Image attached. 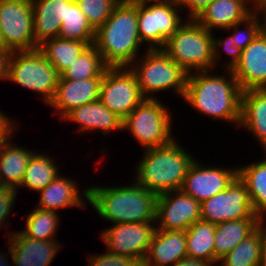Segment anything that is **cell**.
Listing matches in <instances>:
<instances>
[{"label":"cell","instance_id":"cell-4","mask_svg":"<svg viewBox=\"0 0 266 266\" xmlns=\"http://www.w3.org/2000/svg\"><path fill=\"white\" fill-rule=\"evenodd\" d=\"M174 138L170 143L143 150L134 181L157 195L180 190L194 155Z\"/></svg>","mask_w":266,"mask_h":266},{"label":"cell","instance_id":"cell-36","mask_svg":"<svg viewBox=\"0 0 266 266\" xmlns=\"http://www.w3.org/2000/svg\"><path fill=\"white\" fill-rule=\"evenodd\" d=\"M216 34H212L213 38V60L215 69L217 66L220 67L219 64H221L223 61L221 60L223 56V51L231 58L227 59V61L223 62L221 64V67L223 65V70H233L234 67L239 63L241 58L242 50L235 46L233 43V38L229 35L226 38L222 36H218L219 38H216ZM222 49V50H221ZM222 54V56H221ZM221 63H220V62ZM219 63V64H218Z\"/></svg>","mask_w":266,"mask_h":266},{"label":"cell","instance_id":"cell-42","mask_svg":"<svg viewBox=\"0 0 266 266\" xmlns=\"http://www.w3.org/2000/svg\"><path fill=\"white\" fill-rule=\"evenodd\" d=\"M18 122L5 115L0 109V143L7 140L11 135L18 133ZM17 124V125H16ZM17 126V127H16Z\"/></svg>","mask_w":266,"mask_h":266},{"label":"cell","instance_id":"cell-35","mask_svg":"<svg viewBox=\"0 0 266 266\" xmlns=\"http://www.w3.org/2000/svg\"><path fill=\"white\" fill-rule=\"evenodd\" d=\"M242 26L243 29H240L242 28ZM224 31L233 32V34L231 33L230 35L233 38V43L236 47L243 50L262 31L261 21L259 19V16L255 12H253L245 20L234 24Z\"/></svg>","mask_w":266,"mask_h":266},{"label":"cell","instance_id":"cell-7","mask_svg":"<svg viewBox=\"0 0 266 266\" xmlns=\"http://www.w3.org/2000/svg\"><path fill=\"white\" fill-rule=\"evenodd\" d=\"M172 116L160 99L145 98L123 119L122 130L129 131L143 149L163 146L175 138Z\"/></svg>","mask_w":266,"mask_h":266},{"label":"cell","instance_id":"cell-34","mask_svg":"<svg viewBox=\"0 0 266 266\" xmlns=\"http://www.w3.org/2000/svg\"><path fill=\"white\" fill-rule=\"evenodd\" d=\"M87 17L88 22L96 30L111 16L119 0H75Z\"/></svg>","mask_w":266,"mask_h":266},{"label":"cell","instance_id":"cell-3","mask_svg":"<svg viewBox=\"0 0 266 266\" xmlns=\"http://www.w3.org/2000/svg\"><path fill=\"white\" fill-rule=\"evenodd\" d=\"M93 45L108 67H129L144 46L138 33V4L119 2L95 30Z\"/></svg>","mask_w":266,"mask_h":266},{"label":"cell","instance_id":"cell-15","mask_svg":"<svg viewBox=\"0 0 266 266\" xmlns=\"http://www.w3.org/2000/svg\"><path fill=\"white\" fill-rule=\"evenodd\" d=\"M201 219L200 203L181 190L158 195L156 205V228L186 231Z\"/></svg>","mask_w":266,"mask_h":266},{"label":"cell","instance_id":"cell-37","mask_svg":"<svg viewBox=\"0 0 266 266\" xmlns=\"http://www.w3.org/2000/svg\"><path fill=\"white\" fill-rule=\"evenodd\" d=\"M56 18L57 15L33 14L34 36L38 45L45 40L59 37L61 23Z\"/></svg>","mask_w":266,"mask_h":266},{"label":"cell","instance_id":"cell-32","mask_svg":"<svg viewBox=\"0 0 266 266\" xmlns=\"http://www.w3.org/2000/svg\"><path fill=\"white\" fill-rule=\"evenodd\" d=\"M108 66L96 47L88 45L60 75L59 79L85 80L103 78Z\"/></svg>","mask_w":266,"mask_h":266},{"label":"cell","instance_id":"cell-24","mask_svg":"<svg viewBox=\"0 0 266 266\" xmlns=\"http://www.w3.org/2000/svg\"><path fill=\"white\" fill-rule=\"evenodd\" d=\"M11 135L0 143V187L17 189L24 178L28 162L35 151L15 144ZM19 145V146H18Z\"/></svg>","mask_w":266,"mask_h":266},{"label":"cell","instance_id":"cell-1","mask_svg":"<svg viewBox=\"0 0 266 266\" xmlns=\"http://www.w3.org/2000/svg\"><path fill=\"white\" fill-rule=\"evenodd\" d=\"M213 70L188 73L182 100L212 121L231 122L237 128L241 120L242 90L231 70L220 75ZM228 76V77H227Z\"/></svg>","mask_w":266,"mask_h":266},{"label":"cell","instance_id":"cell-17","mask_svg":"<svg viewBox=\"0 0 266 266\" xmlns=\"http://www.w3.org/2000/svg\"><path fill=\"white\" fill-rule=\"evenodd\" d=\"M242 92L266 89V33L258 36L242 50L239 63L232 70Z\"/></svg>","mask_w":266,"mask_h":266},{"label":"cell","instance_id":"cell-33","mask_svg":"<svg viewBox=\"0 0 266 266\" xmlns=\"http://www.w3.org/2000/svg\"><path fill=\"white\" fill-rule=\"evenodd\" d=\"M58 214V212L34 206V209L26 217L25 230L23 229L21 232L31 239L56 240V231L60 224Z\"/></svg>","mask_w":266,"mask_h":266},{"label":"cell","instance_id":"cell-29","mask_svg":"<svg viewBox=\"0 0 266 266\" xmlns=\"http://www.w3.org/2000/svg\"><path fill=\"white\" fill-rule=\"evenodd\" d=\"M47 155L42 151L41 153L39 151L32 154L22 183L17 190L25 187L31 192H39L59 175L60 170L58 169L61 167L56 164L54 157Z\"/></svg>","mask_w":266,"mask_h":266},{"label":"cell","instance_id":"cell-14","mask_svg":"<svg viewBox=\"0 0 266 266\" xmlns=\"http://www.w3.org/2000/svg\"><path fill=\"white\" fill-rule=\"evenodd\" d=\"M216 167L204 165L198 159L190 164L181 191L199 203L225 191L238 177V167Z\"/></svg>","mask_w":266,"mask_h":266},{"label":"cell","instance_id":"cell-5","mask_svg":"<svg viewBox=\"0 0 266 266\" xmlns=\"http://www.w3.org/2000/svg\"><path fill=\"white\" fill-rule=\"evenodd\" d=\"M129 67L135 73L139 88L145 98H157L154 94L173 90L183 99L188 72L173 61L163 49H145ZM139 61V62H138Z\"/></svg>","mask_w":266,"mask_h":266},{"label":"cell","instance_id":"cell-48","mask_svg":"<svg viewBox=\"0 0 266 266\" xmlns=\"http://www.w3.org/2000/svg\"><path fill=\"white\" fill-rule=\"evenodd\" d=\"M0 51H12V50H10V49L7 47L5 41H4L3 37H2L1 32H0Z\"/></svg>","mask_w":266,"mask_h":266},{"label":"cell","instance_id":"cell-2","mask_svg":"<svg viewBox=\"0 0 266 266\" xmlns=\"http://www.w3.org/2000/svg\"><path fill=\"white\" fill-rule=\"evenodd\" d=\"M93 185L88 187L87 205L94 208L99 217L112 225L156 220L158 195L135 181L122 186Z\"/></svg>","mask_w":266,"mask_h":266},{"label":"cell","instance_id":"cell-9","mask_svg":"<svg viewBox=\"0 0 266 266\" xmlns=\"http://www.w3.org/2000/svg\"><path fill=\"white\" fill-rule=\"evenodd\" d=\"M180 12L182 9L173 0L138 3V33L146 49L165 46L186 21Z\"/></svg>","mask_w":266,"mask_h":266},{"label":"cell","instance_id":"cell-31","mask_svg":"<svg viewBox=\"0 0 266 266\" xmlns=\"http://www.w3.org/2000/svg\"><path fill=\"white\" fill-rule=\"evenodd\" d=\"M88 45L87 42L57 37L45 40L38 49L61 75Z\"/></svg>","mask_w":266,"mask_h":266},{"label":"cell","instance_id":"cell-16","mask_svg":"<svg viewBox=\"0 0 266 266\" xmlns=\"http://www.w3.org/2000/svg\"><path fill=\"white\" fill-rule=\"evenodd\" d=\"M5 235L13 266H50L62 249V242L58 240L31 239L21 231Z\"/></svg>","mask_w":266,"mask_h":266},{"label":"cell","instance_id":"cell-44","mask_svg":"<svg viewBox=\"0 0 266 266\" xmlns=\"http://www.w3.org/2000/svg\"><path fill=\"white\" fill-rule=\"evenodd\" d=\"M254 12L259 16L262 31L266 33V0H254Z\"/></svg>","mask_w":266,"mask_h":266},{"label":"cell","instance_id":"cell-20","mask_svg":"<svg viewBox=\"0 0 266 266\" xmlns=\"http://www.w3.org/2000/svg\"><path fill=\"white\" fill-rule=\"evenodd\" d=\"M62 120L78 124L77 131L81 134L99 130L103 137H108L109 132L123 131V119L110 111L100 100L73 109Z\"/></svg>","mask_w":266,"mask_h":266},{"label":"cell","instance_id":"cell-11","mask_svg":"<svg viewBox=\"0 0 266 266\" xmlns=\"http://www.w3.org/2000/svg\"><path fill=\"white\" fill-rule=\"evenodd\" d=\"M145 97L130 67H108L103 75L99 100L124 119Z\"/></svg>","mask_w":266,"mask_h":266},{"label":"cell","instance_id":"cell-21","mask_svg":"<svg viewBox=\"0 0 266 266\" xmlns=\"http://www.w3.org/2000/svg\"><path fill=\"white\" fill-rule=\"evenodd\" d=\"M253 12L254 0H214L195 19L210 32H224Z\"/></svg>","mask_w":266,"mask_h":266},{"label":"cell","instance_id":"cell-18","mask_svg":"<svg viewBox=\"0 0 266 266\" xmlns=\"http://www.w3.org/2000/svg\"><path fill=\"white\" fill-rule=\"evenodd\" d=\"M101 83L102 78L59 79L55 97L49 104L53 110L51 115H59L62 121L73 109L99 100Z\"/></svg>","mask_w":266,"mask_h":266},{"label":"cell","instance_id":"cell-30","mask_svg":"<svg viewBox=\"0 0 266 266\" xmlns=\"http://www.w3.org/2000/svg\"><path fill=\"white\" fill-rule=\"evenodd\" d=\"M59 38L94 43L95 29L79 8L75 0H64V12L59 32Z\"/></svg>","mask_w":266,"mask_h":266},{"label":"cell","instance_id":"cell-41","mask_svg":"<svg viewBox=\"0 0 266 266\" xmlns=\"http://www.w3.org/2000/svg\"><path fill=\"white\" fill-rule=\"evenodd\" d=\"M182 10L186 8V19H195L214 0H173ZM188 16V17H187Z\"/></svg>","mask_w":266,"mask_h":266},{"label":"cell","instance_id":"cell-23","mask_svg":"<svg viewBox=\"0 0 266 266\" xmlns=\"http://www.w3.org/2000/svg\"><path fill=\"white\" fill-rule=\"evenodd\" d=\"M239 128L252 133L260 148L266 152V89H252L241 94Z\"/></svg>","mask_w":266,"mask_h":266},{"label":"cell","instance_id":"cell-43","mask_svg":"<svg viewBox=\"0 0 266 266\" xmlns=\"http://www.w3.org/2000/svg\"><path fill=\"white\" fill-rule=\"evenodd\" d=\"M13 51H0V81H7Z\"/></svg>","mask_w":266,"mask_h":266},{"label":"cell","instance_id":"cell-27","mask_svg":"<svg viewBox=\"0 0 266 266\" xmlns=\"http://www.w3.org/2000/svg\"><path fill=\"white\" fill-rule=\"evenodd\" d=\"M265 240L266 223L263 222L223 257L217 266H260Z\"/></svg>","mask_w":266,"mask_h":266},{"label":"cell","instance_id":"cell-19","mask_svg":"<svg viewBox=\"0 0 266 266\" xmlns=\"http://www.w3.org/2000/svg\"><path fill=\"white\" fill-rule=\"evenodd\" d=\"M76 185L78 183L74 179L67 178L66 175L62 176V173L59 174L50 184L38 192L40 197L36 207L53 212L68 207L87 209L89 185L82 191L78 188L80 185Z\"/></svg>","mask_w":266,"mask_h":266},{"label":"cell","instance_id":"cell-6","mask_svg":"<svg viewBox=\"0 0 266 266\" xmlns=\"http://www.w3.org/2000/svg\"><path fill=\"white\" fill-rule=\"evenodd\" d=\"M212 34L196 19H186L162 49L188 73L214 71Z\"/></svg>","mask_w":266,"mask_h":266},{"label":"cell","instance_id":"cell-46","mask_svg":"<svg viewBox=\"0 0 266 266\" xmlns=\"http://www.w3.org/2000/svg\"><path fill=\"white\" fill-rule=\"evenodd\" d=\"M7 254H2V252L0 251V266H12V264L10 263V257H7Z\"/></svg>","mask_w":266,"mask_h":266},{"label":"cell","instance_id":"cell-45","mask_svg":"<svg viewBox=\"0 0 266 266\" xmlns=\"http://www.w3.org/2000/svg\"><path fill=\"white\" fill-rule=\"evenodd\" d=\"M173 266H211V265L203 260L187 257L178 261Z\"/></svg>","mask_w":266,"mask_h":266},{"label":"cell","instance_id":"cell-25","mask_svg":"<svg viewBox=\"0 0 266 266\" xmlns=\"http://www.w3.org/2000/svg\"><path fill=\"white\" fill-rule=\"evenodd\" d=\"M263 222L260 218H246L215 224L214 254L216 266L238 243L251 235Z\"/></svg>","mask_w":266,"mask_h":266},{"label":"cell","instance_id":"cell-10","mask_svg":"<svg viewBox=\"0 0 266 266\" xmlns=\"http://www.w3.org/2000/svg\"><path fill=\"white\" fill-rule=\"evenodd\" d=\"M0 32L12 51L39 48L34 36L31 0H0Z\"/></svg>","mask_w":266,"mask_h":266},{"label":"cell","instance_id":"cell-12","mask_svg":"<svg viewBox=\"0 0 266 266\" xmlns=\"http://www.w3.org/2000/svg\"><path fill=\"white\" fill-rule=\"evenodd\" d=\"M201 220L212 224L259 218L254 212L245 184L237 177L222 192L200 203Z\"/></svg>","mask_w":266,"mask_h":266},{"label":"cell","instance_id":"cell-39","mask_svg":"<svg viewBox=\"0 0 266 266\" xmlns=\"http://www.w3.org/2000/svg\"><path fill=\"white\" fill-rule=\"evenodd\" d=\"M18 191L11 187H0V229L6 228L10 224L8 219L12 214L14 205H16L15 200L19 194Z\"/></svg>","mask_w":266,"mask_h":266},{"label":"cell","instance_id":"cell-26","mask_svg":"<svg viewBox=\"0 0 266 266\" xmlns=\"http://www.w3.org/2000/svg\"><path fill=\"white\" fill-rule=\"evenodd\" d=\"M261 160L238 165V177L246 186L254 212L266 223V152Z\"/></svg>","mask_w":266,"mask_h":266},{"label":"cell","instance_id":"cell-38","mask_svg":"<svg viewBox=\"0 0 266 266\" xmlns=\"http://www.w3.org/2000/svg\"><path fill=\"white\" fill-rule=\"evenodd\" d=\"M88 266H139L140 263L131 257H125L110 252L88 254Z\"/></svg>","mask_w":266,"mask_h":266},{"label":"cell","instance_id":"cell-28","mask_svg":"<svg viewBox=\"0 0 266 266\" xmlns=\"http://www.w3.org/2000/svg\"><path fill=\"white\" fill-rule=\"evenodd\" d=\"M215 224L198 220L186 230L187 257L216 266L214 254Z\"/></svg>","mask_w":266,"mask_h":266},{"label":"cell","instance_id":"cell-8","mask_svg":"<svg viewBox=\"0 0 266 266\" xmlns=\"http://www.w3.org/2000/svg\"><path fill=\"white\" fill-rule=\"evenodd\" d=\"M60 75L39 50L13 51L8 81L37 93L49 105L55 97Z\"/></svg>","mask_w":266,"mask_h":266},{"label":"cell","instance_id":"cell-47","mask_svg":"<svg viewBox=\"0 0 266 266\" xmlns=\"http://www.w3.org/2000/svg\"><path fill=\"white\" fill-rule=\"evenodd\" d=\"M119 1L127 4H138L144 2L165 1V0H119Z\"/></svg>","mask_w":266,"mask_h":266},{"label":"cell","instance_id":"cell-40","mask_svg":"<svg viewBox=\"0 0 266 266\" xmlns=\"http://www.w3.org/2000/svg\"><path fill=\"white\" fill-rule=\"evenodd\" d=\"M33 14L57 15L56 20L62 23L64 0H31Z\"/></svg>","mask_w":266,"mask_h":266},{"label":"cell","instance_id":"cell-49","mask_svg":"<svg viewBox=\"0 0 266 266\" xmlns=\"http://www.w3.org/2000/svg\"><path fill=\"white\" fill-rule=\"evenodd\" d=\"M260 266H266V240L263 246V252H262V258H261V263Z\"/></svg>","mask_w":266,"mask_h":266},{"label":"cell","instance_id":"cell-22","mask_svg":"<svg viewBox=\"0 0 266 266\" xmlns=\"http://www.w3.org/2000/svg\"><path fill=\"white\" fill-rule=\"evenodd\" d=\"M187 258L186 231L156 229L142 266H173Z\"/></svg>","mask_w":266,"mask_h":266},{"label":"cell","instance_id":"cell-13","mask_svg":"<svg viewBox=\"0 0 266 266\" xmlns=\"http://www.w3.org/2000/svg\"><path fill=\"white\" fill-rule=\"evenodd\" d=\"M155 224V221L118 223L101 231L100 237L108 252L134 258L142 264L157 229Z\"/></svg>","mask_w":266,"mask_h":266}]
</instances>
